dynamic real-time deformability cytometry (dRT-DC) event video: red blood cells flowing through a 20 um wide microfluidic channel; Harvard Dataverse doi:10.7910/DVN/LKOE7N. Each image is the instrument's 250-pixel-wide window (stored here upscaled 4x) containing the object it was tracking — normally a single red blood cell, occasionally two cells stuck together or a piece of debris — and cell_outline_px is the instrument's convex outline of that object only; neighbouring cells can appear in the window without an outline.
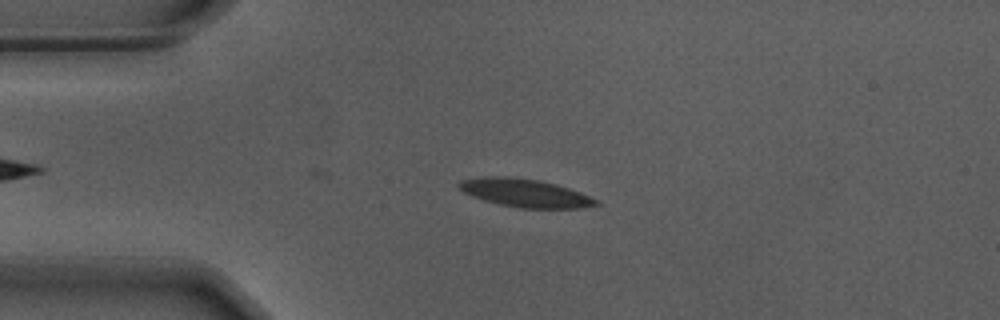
{"species": "Egyptian fruit bat (a non-hibernating species)", "species_latin": "Rousettus aegyptiacus", "temperature_condition": "warm", "stored_images_in_passage": 53, "camera_frame_rate_fps": 3000, "um_per_image_px": 0.085, "animal": {"sex": "male"}, "frame": {"image": 1, "passage_image": 12, "time_ms": 3.667, "image_size_px": [1000, 320], "cell_outline_px": [[600, 204], [580, 208], [520, 208], [500, 204], [484, 200], [472, 196], [464, 192], [456, 184], [460, 180], [488, 176], [508, 176], [536, 180], [568, 188], [580, 192], [600, 200]], "centroid_in_image_um": [44.63, 16.41], "position_along_channel_um": 40.4, "area_um2": 22.25}}
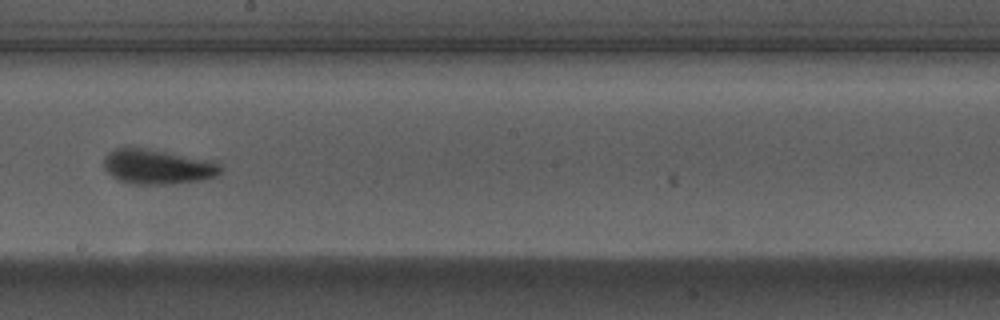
{"frame": {"image": 2, "passage_image": 30, "time_ms": 9.667, "image_size_px": [1000, 320], "cell_outline_px": [[224, 168], [216, 176], [204, 180], [172, 184], [132, 184], [116, 180], [104, 168], [104, 156], [108, 152], [116, 148], [128, 144], [212, 160], [220, 164]], "centroid_in_image_um": [13.37, 14.14], "position_along_channel_um": 234.8, "area_um2": 24.57}}
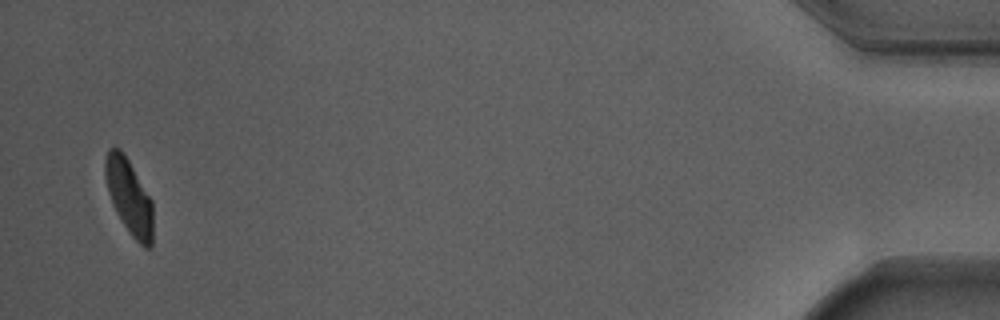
{"frame": {"image": 3, "passage_image": 53, "time_ms": 17.333, "image_size_px": [1000, 320], "cell_outline_px": [[152, 248], [144, 248], [132, 236], [116, 212], [112, 204], [108, 192], [104, 172], [104, 160], [108, 148], [120, 148], [124, 152], [152, 200]], "centroid_in_image_um": [10.96, 16.69], "position_along_channel_um": 424.2, "area_um2": 20.98}, "authors_computed_cell_mechanics": {"area_um2": 22.1374, "velocity_mm_per_s": 3.6732, "shape_relaxation_time_tau1_ms": 2.6356, "shape_relaxation_time_tau2_ms": 1.3325, "deformation_change_tau1": 0.1244, "deformation_change_tau2": 0.0602}}